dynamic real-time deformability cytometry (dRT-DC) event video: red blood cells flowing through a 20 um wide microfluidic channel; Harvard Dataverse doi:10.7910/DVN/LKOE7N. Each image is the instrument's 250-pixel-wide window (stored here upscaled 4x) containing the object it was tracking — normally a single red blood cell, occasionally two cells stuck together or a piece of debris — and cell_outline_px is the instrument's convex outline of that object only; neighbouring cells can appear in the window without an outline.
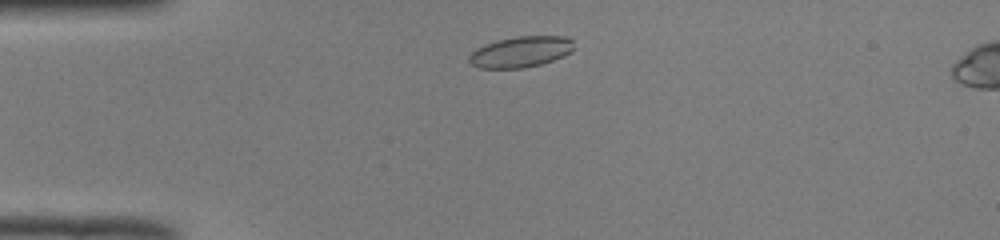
{"species": "common noctule bat (a hibernating species)", "species_latin": "Nyctalus noctula", "temperature_condition": "room temperature", "stored_images_in_passage": 43, "camera_frame_rate_fps": 3000, "um_per_image_px": 0.085, "animal": {"sex": "male", "body_mass_g": 19.0, "forearm_length_mm": 50.8}, "frame": {"image": 1, "passage_image": 4, "time_ms": 1.0, "image_size_px": [1000, 240], "cell_outline_px": [[572, 52], [552, 60], [540, 64], [524, 68], [480, 68], [472, 64], [468, 60], [468, 56], [476, 48], [484, 44], [496, 40], [516, 36], [564, 36], [572, 40]], "centroid_in_image_um": [44.22, 4.4], "position_along_channel_um": 40.8, "area_um2": 18.84}}
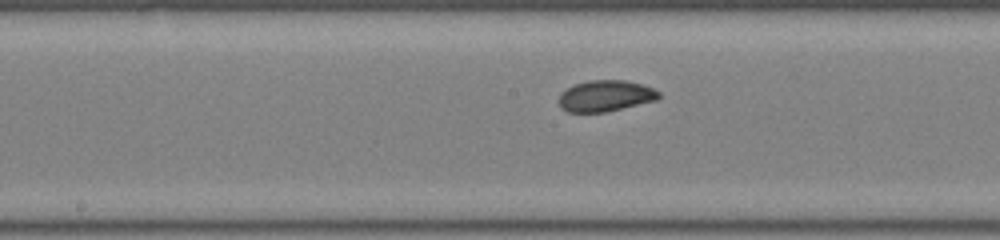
{"frame": {"image": 2, "passage_image": 18, "time_ms": 5.667, "image_size_px": [1000, 240], "cell_outline_px": [[660, 96], [656, 100], [604, 112], [568, 112], [560, 108], [560, 92], [576, 84], [588, 80], [624, 80], [644, 84], [660, 92]], "centroid_in_image_um": [51.47, 8.14], "position_along_channel_um": 196.7, "area_um2": 18.03}}
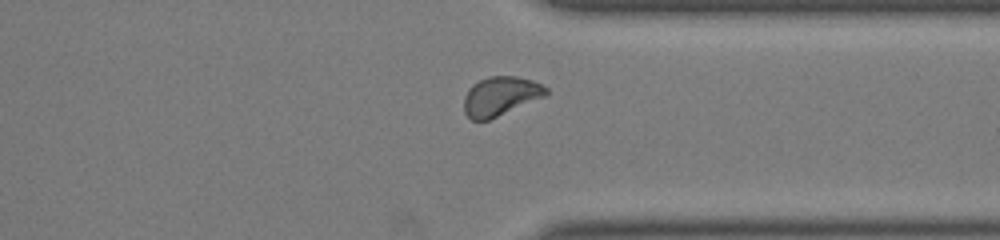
{"frame": {"image": 3, "passage_image": 31, "time_ms": 10.0, "image_size_px": [1000, 240], "cell_outline_px": [[548, 96], [488, 120], [472, 120], [464, 112], [464, 96], [468, 88], [472, 84], [488, 76], [516, 76], [532, 80], [544, 84], [548, 88]], "centroid_in_image_um": [42.58, 8.16], "position_along_channel_um": 368.8, "area_um2": 19.02}, "authors_computed_cell_mechanics": {"area_um2": 18.7272, "velocity_mm_per_s": 3.9737, "shape_relaxation_time_tau1_ms": 8.86, "shape_relaxation_time_tau2_ms": 1.5486, "deformation_change_tau1": 0.2007, "deformation_change_tau2": 0.0445}}